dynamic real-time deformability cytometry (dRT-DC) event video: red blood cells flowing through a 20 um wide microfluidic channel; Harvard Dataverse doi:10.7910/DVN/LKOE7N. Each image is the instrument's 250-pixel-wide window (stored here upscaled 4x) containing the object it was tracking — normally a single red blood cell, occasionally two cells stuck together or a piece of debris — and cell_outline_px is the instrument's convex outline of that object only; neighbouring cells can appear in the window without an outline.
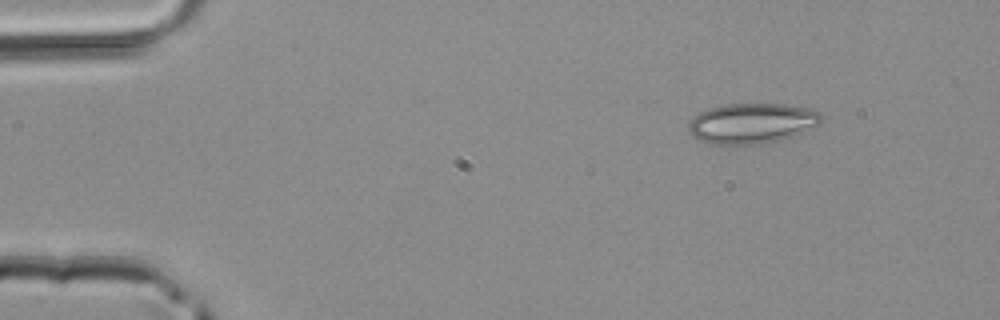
{"species": "common noctule bat (a hibernating species)", "species_latin": "Nyctalus noctula", "temperature_condition": "room temperature", "stored_images_in_passage": 2, "camera_frame_rate_fps": 3000, "um_per_image_px": 0.085, "animal": {"sex": "male", "body_mass_g": 20.4}, "frame": {"image": 1, "passage_image": 1, "time_ms": 0.0, "image_size_px": [1000, 320], "cell_outline_px": [[824, 120], [820, 124], [792, 136], [760, 144], [724, 148], [700, 140], [692, 136], [688, 128], [688, 124], [700, 112], [708, 108], [724, 104], [784, 104], [804, 108], [820, 112], [824, 116]], "centroid_in_image_um": [63.88, 10.51], "position_along_channel_um": 21.1, "area_um2": 31.67}}